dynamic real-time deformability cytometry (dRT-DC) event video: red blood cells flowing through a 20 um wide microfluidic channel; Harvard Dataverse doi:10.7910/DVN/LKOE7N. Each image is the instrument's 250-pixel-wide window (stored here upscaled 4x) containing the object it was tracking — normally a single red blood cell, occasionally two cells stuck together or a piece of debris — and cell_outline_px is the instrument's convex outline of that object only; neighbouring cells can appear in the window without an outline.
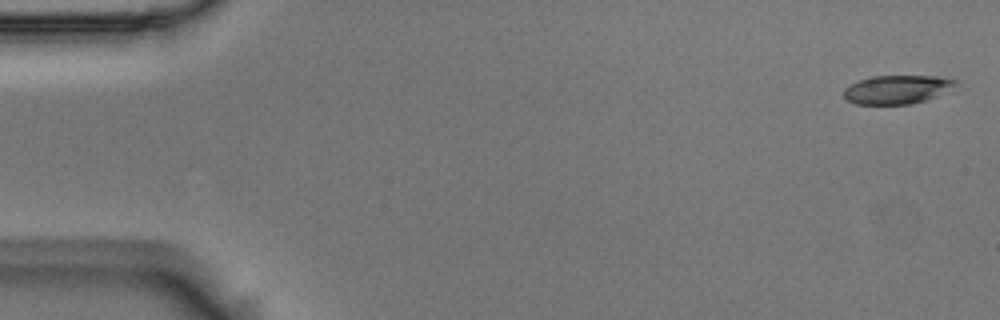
{"species": "Egyptian fruit bat (a non-hibernating species)", "species_latin": "Rousettus aegyptiacus", "temperature_condition": "room temperature", "stored_images_in_passage": 55, "camera_frame_rate_fps": 3000, "um_per_image_px": 0.085, "animal": {"sex": "male"}, "frame": {"image": 1, "passage_image": 2, "time_ms": 0.333, "image_size_px": [1000, 320], "cell_outline_px": [[956, 84], [936, 96], [912, 104], [856, 104], [848, 100], [844, 96], [844, 88], [860, 80], [872, 76], [940, 76], [956, 80]], "centroid_in_image_um": [76.22, 7.6], "position_along_channel_um": 8.8, "area_um2": 18.32}}
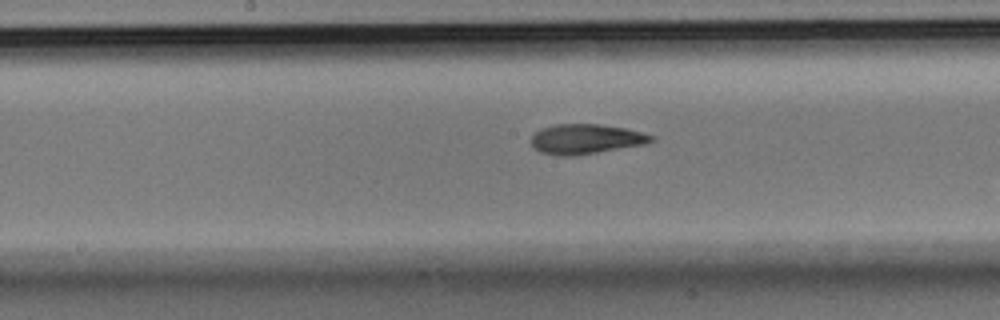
{"frame": {"image": 2, "passage_image": 28, "time_ms": 9.0, "image_size_px": [1000, 320], "cell_outline_px": [[656, 140], [644, 144], [576, 156], [556, 156], [540, 152], [532, 144], [532, 136], [540, 128], [556, 124], [600, 124], [624, 128], [656, 136]], "centroid_in_image_um": [49.8, 11.82], "position_along_channel_um": 198.4, "area_um2": 20.92}}
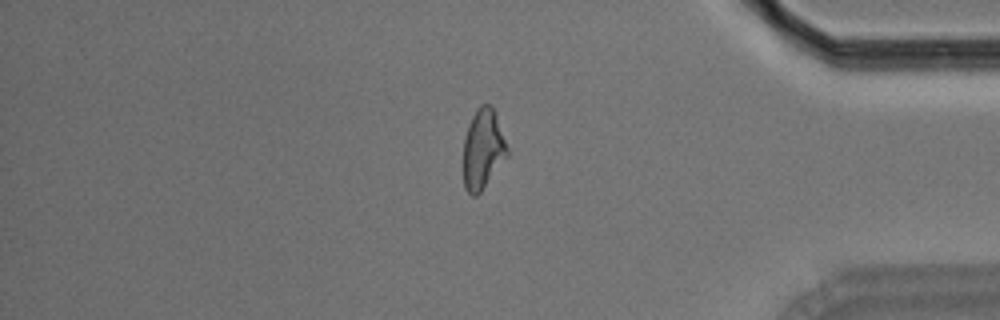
{"frame": {"image": 3, "passage_image": 46, "time_ms": 15.0, "image_size_px": [1000, 320], "cell_outline_px": [[508, 156], [480, 192], [476, 196], [472, 196], [464, 188], [464, 136], [468, 124], [476, 108], [480, 104], [488, 104], [492, 108], [508, 148]], "centroid_in_image_um": [41.03, 12.69], "position_along_channel_um": 394.2, "area_um2": 20.17}, "authors_computed_cell_mechanics": {"area_um2": 20.4612, "velocity_mm_per_s": 3.7115, "shape_relaxation_time_tau1_ms": 5.5239, "shape_relaxation_time_tau2_ms": 3.3661, "deformation_change_tau1": 0.19, "deformation_change_tau2": 0.1118}}